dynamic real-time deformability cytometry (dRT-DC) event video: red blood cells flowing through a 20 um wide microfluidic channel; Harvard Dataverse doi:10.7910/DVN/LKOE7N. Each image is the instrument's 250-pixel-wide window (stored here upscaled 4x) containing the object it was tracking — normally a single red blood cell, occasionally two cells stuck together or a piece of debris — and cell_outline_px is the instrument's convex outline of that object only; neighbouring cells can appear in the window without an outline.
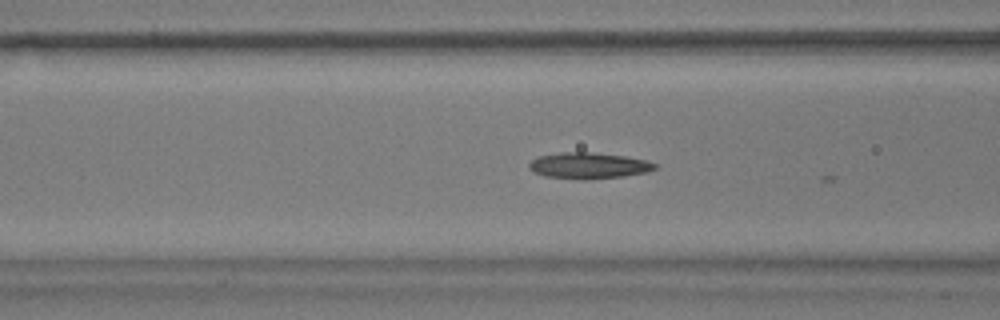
{"species": "common noctule bat (a hibernating species)", "species_latin": "Nyctalus noctula", "temperature_condition": "warm", "stored_images_in_passage": 11, "camera_frame_rate_fps": 3000, "um_per_image_px": 0.085, "animal": {"sex": "male", "body_mass_g": 17.9}, "frame": {"image": 1, "passage_image": 6, "time_ms": 1.667, "image_size_px": [1000, 320], "cell_outline_px": [[656, 168], [644, 172], [624, 176], [584, 180], [544, 176], [532, 172], [528, 168], [528, 164], [532, 160], [540, 156], [560, 152], [592, 152], [624, 156], [644, 160], [656, 164]], "centroid_in_image_um": [49.97, 14.08], "position_along_channel_um": 116.6, "area_um2": 19.07}}
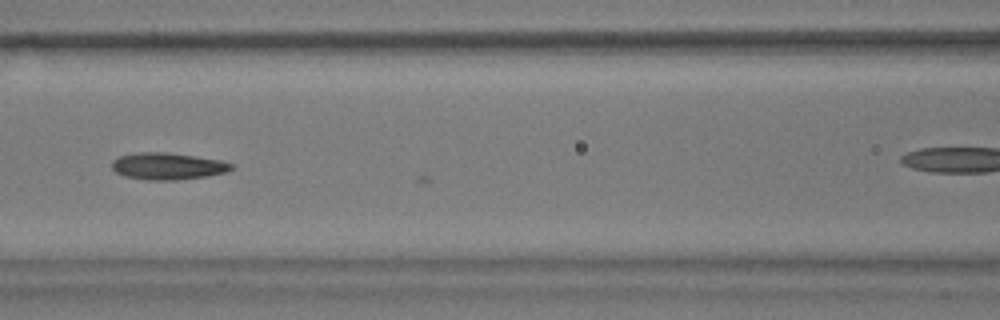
{"frame": {"image": 2, "passage_image": 9, "time_ms": 2.667, "image_size_px": [1000, 320], "cell_outline_px": [[232, 168], [224, 172], [208, 176], [176, 180], [144, 180], [124, 176], [116, 172], [112, 168], [112, 160], [120, 156], [136, 152], [164, 152], [220, 160], [232, 164]], "centroid_in_image_um": [14.2, 14.13], "position_along_channel_um": 152.4, "area_um2": 18.55}}